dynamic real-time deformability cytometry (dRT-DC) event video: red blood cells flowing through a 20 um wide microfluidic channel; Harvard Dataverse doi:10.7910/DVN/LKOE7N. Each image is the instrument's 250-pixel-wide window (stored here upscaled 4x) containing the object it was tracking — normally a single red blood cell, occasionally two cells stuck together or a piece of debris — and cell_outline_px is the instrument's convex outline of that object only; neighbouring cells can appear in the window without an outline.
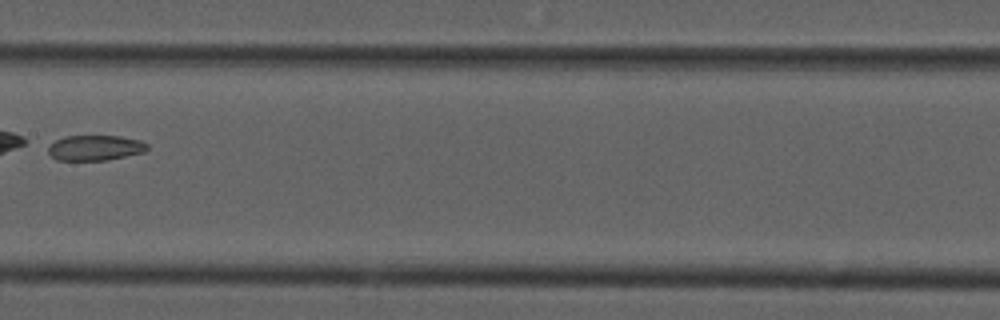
{"species": "common noctule bat (a hibernating species)", "species_latin": "Nyctalus noctula", "temperature_condition": "cold", "stored_images_in_passage": 6, "camera_frame_rate_fps": 3000, "um_per_image_px": 0.085, "animal": {"sex": "male", "forearm_length_mm": 52.5}, "frame": {"image": 1, "passage_image": 6, "time_ms": 1.667, "image_size_px": [1000, 320], "cell_outline_px": [[148, 148], [144, 152], [104, 160], [56, 160], [48, 152], [48, 148], [56, 140], [64, 136], [120, 136], [140, 140], [148, 144]], "centroid_in_image_um": [8.09, 12.56], "position_along_channel_um": 199.3, "area_um2": 14.45}}